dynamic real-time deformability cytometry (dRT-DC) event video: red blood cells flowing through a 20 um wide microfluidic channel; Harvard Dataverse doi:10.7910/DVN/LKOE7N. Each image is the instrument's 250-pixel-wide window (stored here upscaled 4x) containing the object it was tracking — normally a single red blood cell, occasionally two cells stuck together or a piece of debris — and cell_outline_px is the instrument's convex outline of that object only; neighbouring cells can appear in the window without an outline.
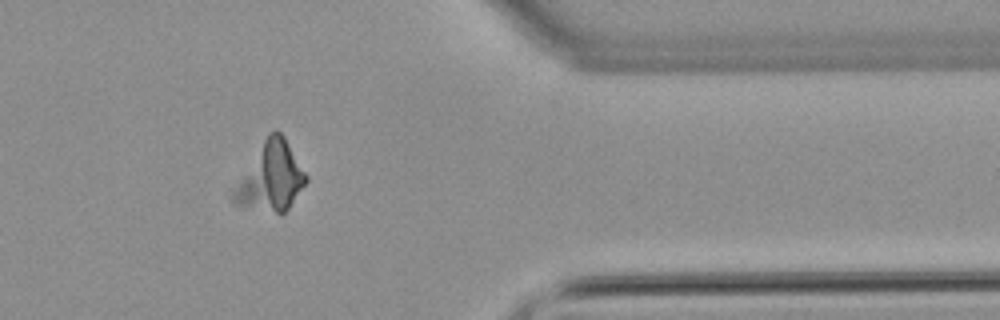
{"species": "common noctule bat (a hibernating species)", "species_latin": "Nyctalus noctula", "temperature_condition": "warm", "stored_images_in_passage": 53, "camera_frame_rate_fps": 3000, "um_per_image_px": 0.085, "animal": {"sex": "male", "body_mass_g": 21.5, "forearm_length_mm": 52.0}, "frame": {"image": 1, "passage_image": 42, "time_ms": 13.667, "image_size_px": [1000, 320], "cell_outline_px": [[308, 180], [288, 208], [280, 216], [236, 204], [232, 200], [232, 188], [268, 132], [276, 128], [284, 136], [308, 176]], "centroid_in_image_um": [23.01, 15.05], "position_along_channel_um": 388.4, "area_um2": 29.07}}
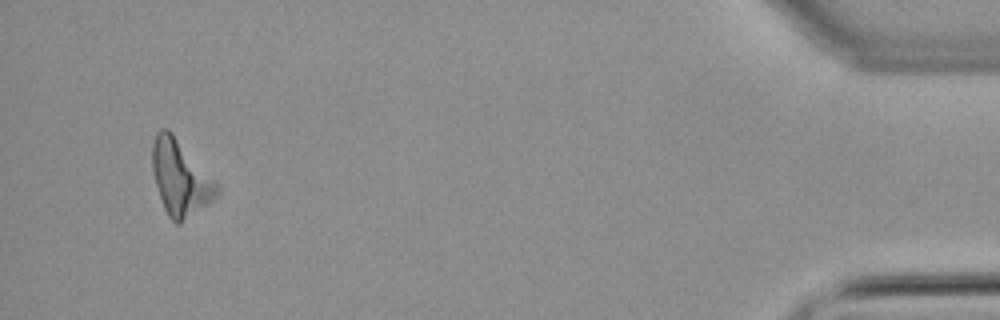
{"frame": {"image": 2, "passage_image": 50, "time_ms": 16.333, "image_size_px": [1000, 320], "cell_outline_px": [[220, 188], [216, 196], [180, 224], [176, 224], [168, 216], [164, 208], [152, 172], [152, 144], [156, 132], [160, 128], [168, 128], [172, 132]], "centroid_in_image_um": [15.27, 15.1], "position_along_channel_um": 419.9, "area_um2": 27.57}}